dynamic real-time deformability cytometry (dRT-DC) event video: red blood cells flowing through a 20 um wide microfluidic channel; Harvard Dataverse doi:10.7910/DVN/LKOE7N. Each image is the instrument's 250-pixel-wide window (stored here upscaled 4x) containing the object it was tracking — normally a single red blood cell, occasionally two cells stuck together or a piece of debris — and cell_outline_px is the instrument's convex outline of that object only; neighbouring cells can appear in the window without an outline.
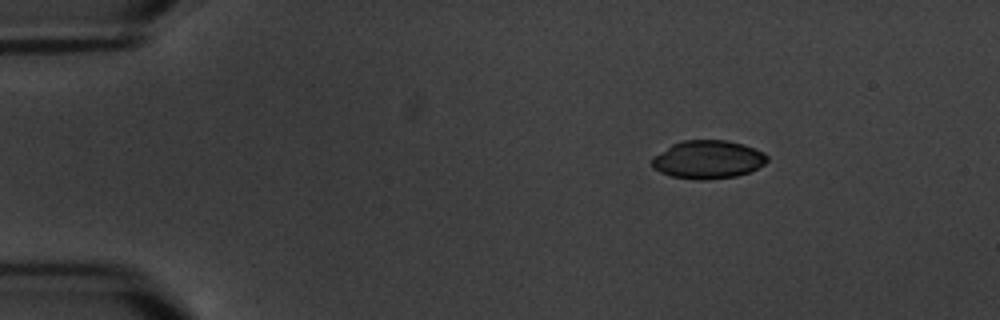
{"species": "common noctule bat (a hibernating species)", "species_latin": "Nyctalus noctula", "temperature_condition": "warm", "stored_images_in_passage": 7, "camera_frame_rate_fps": 3000, "um_per_image_px": 0.085, "animal": {"sex": "male", "body_mass_g": 20.1, "forearm_length_mm": 53.5}, "frame": {"image": 1, "passage_image": 2, "time_ms": 1.333, "image_size_px": [1000, 320], "cell_outline_px": [[768, 160], [764, 164], [748, 172], [736, 176], [708, 180], [696, 180], [672, 176], [660, 172], [652, 168], [652, 156], [672, 144], [684, 140], [728, 140], [744, 144], [756, 148], [764, 152], [768, 156]], "centroid_in_image_um": [60.17, 13.55], "position_along_channel_um": 24.8, "area_um2": 25.89}}
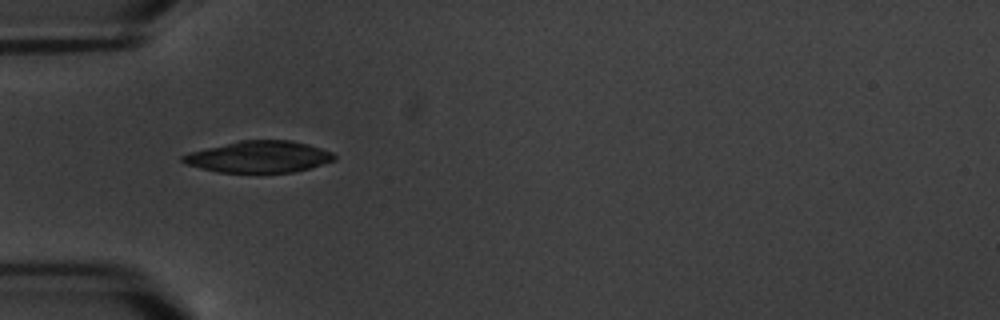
{"frame": {"image": 2, "passage_image": 5, "time_ms": 4.667, "image_size_px": [1000, 320], "cell_outline_px": [[336, 160], [308, 168], [292, 172], [216, 172], [184, 164], [180, 160], [180, 156], [188, 152], [240, 140], [292, 140], [308, 144], [332, 152], [336, 156]], "centroid_in_image_um": [21.97, 13.32], "position_along_channel_um": 63.0, "area_um2": 27.92}}
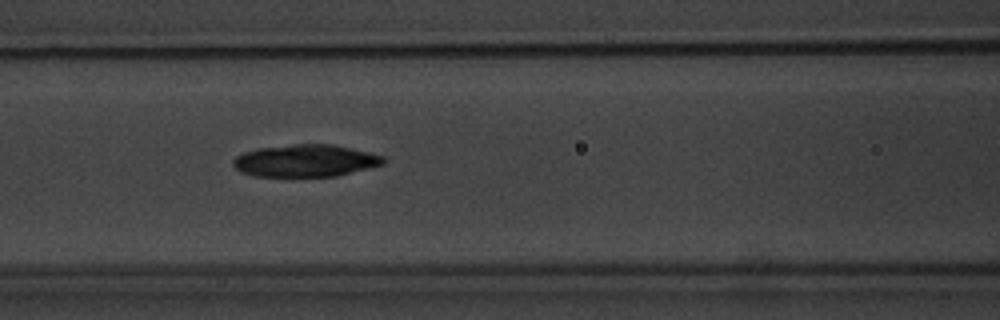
{"frame": {"image": 3, "passage_image": 7, "time_ms": 7.0, "image_size_px": [1000, 320], "cell_outline_px": [[388, 160], [384, 164], [336, 176], [252, 176], [240, 172], [232, 164], [232, 160], [236, 156], [244, 152], [260, 148], [296, 144], [332, 144], [352, 148], [384, 156]], "centroid_in_image_um": [25.97, 13.66], "position_along_channel_um": 140.6, "area_um2": 28.21}}